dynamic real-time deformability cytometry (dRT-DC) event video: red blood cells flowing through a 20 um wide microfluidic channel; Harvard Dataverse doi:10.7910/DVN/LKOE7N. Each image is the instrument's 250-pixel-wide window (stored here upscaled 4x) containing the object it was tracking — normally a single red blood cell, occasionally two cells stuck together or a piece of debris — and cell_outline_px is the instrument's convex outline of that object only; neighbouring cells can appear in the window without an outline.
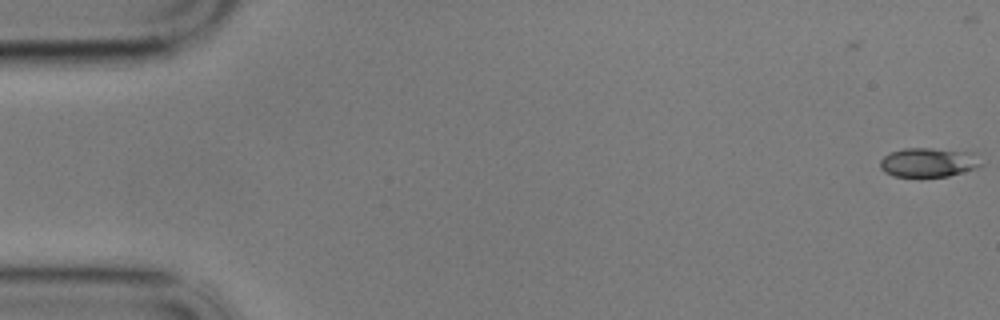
{"species": "common noctule bat (a hibernating species)", "species_latin": "Nyctalus noctula", "temperature_condition": "cold", "stored_images_in_passage": 3, "camera_frame_rate_fps": 3000, "um_per_image_px": 0.085, "animal": {"sex": "male", "body_mass_g": 17.9}, "frame": {"image": 1, "passage_image": 3, "time_ms": 0.667, "image_size_px": [1000, 320], "cell_outline_px": [[984, 164], [980, 168], [948, 176], [892, 176], [884, 172], [880, 168], [880, 160], [884, 156], [892, 152], [904, 148], [932, 148], [980, 152]], "centroid_in_image_um": [79.05, 13.79], "position_along_channel_um": 6.0, "area_um2": 17.74}}